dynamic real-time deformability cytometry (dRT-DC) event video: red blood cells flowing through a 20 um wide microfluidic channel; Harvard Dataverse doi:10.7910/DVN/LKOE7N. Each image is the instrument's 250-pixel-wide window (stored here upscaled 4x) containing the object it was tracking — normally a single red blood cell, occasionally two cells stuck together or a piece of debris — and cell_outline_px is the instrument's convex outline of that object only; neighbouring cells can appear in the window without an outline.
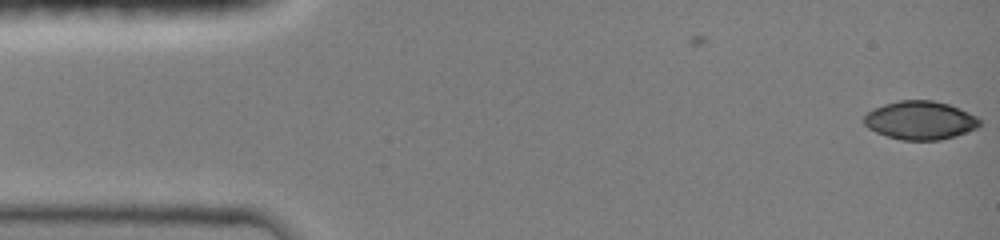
{"species": "common noctule bat (a hibernating species)", "species_latin": "Nyctalus noctula", "temperature_condition": "room temperature", "stored_images_in_passage": 50, "camera_frame_rate_fps": 3000, "um_per_image_px": 0.085, "animal": {"sex": "female", "body_mass_g": 19.0, "forearm_length_mm": 51.5}, "frame": {"image": 1, "passage_image": 1, "time_ms": 0.0, "image_size_px": [1000, 240], "cell_outline_px": [[980, 124], [976, 128], [956, 136], [940, 140], [900, 140], [876, 132], [868, 128], [864, 124], [864, 116], [872, 108], [884, 104], [900, 100], [932, 100], [948, 104], [960, 108], [976, 116], [980, 120]], "centroid_in_image_um": [78.2, 10.22], "position_along_channel_um": 6.8, "area_um2": 25.95}}
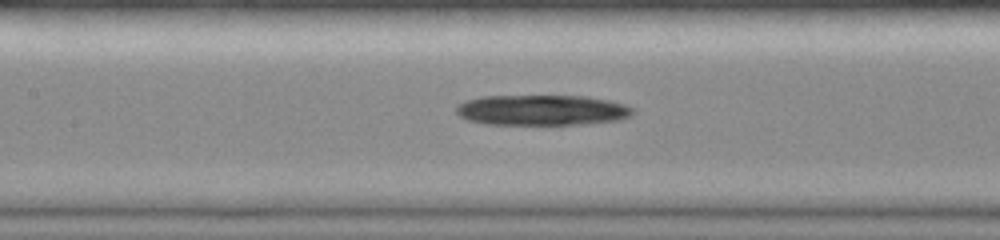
{"frame": {"image": 2, "passage_image": 26, "time_ms": 6.667, "image_size_px": [1000, 240], "cell_outline_px": [[632, 112], [628, 116], [620, 120], [576, 124], [488, 124], [468, 120], [460, 116], [456, 112], [456, 104], [464, 100], [480, 96], [584, 96], [608, 100], [624, 104], [632, 108]], "centroid_in_image_um": [45.99, 9.35], "position_along_channel_um": 161.4, "area_um2": 31.21}}
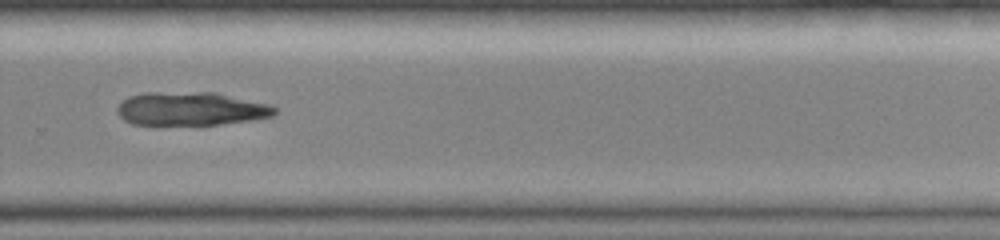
{"frame": {"image": 3, "passage_image": 49, "time_ms": 10.333, "image_size_px": [1000, 240], "cell_outline_px": [[276, 112], [272, 116], [252, 120], [220, 124], [132, 124], [124, 120], [120, 116], [116, 108], [128, 96], [144, 92], [216, 92], [268, 104], [276, 108]], "centroid_in_image_um": [16.22, 9.23], "position_along_channel_um": 313.6, "area_um2": 30.58}}